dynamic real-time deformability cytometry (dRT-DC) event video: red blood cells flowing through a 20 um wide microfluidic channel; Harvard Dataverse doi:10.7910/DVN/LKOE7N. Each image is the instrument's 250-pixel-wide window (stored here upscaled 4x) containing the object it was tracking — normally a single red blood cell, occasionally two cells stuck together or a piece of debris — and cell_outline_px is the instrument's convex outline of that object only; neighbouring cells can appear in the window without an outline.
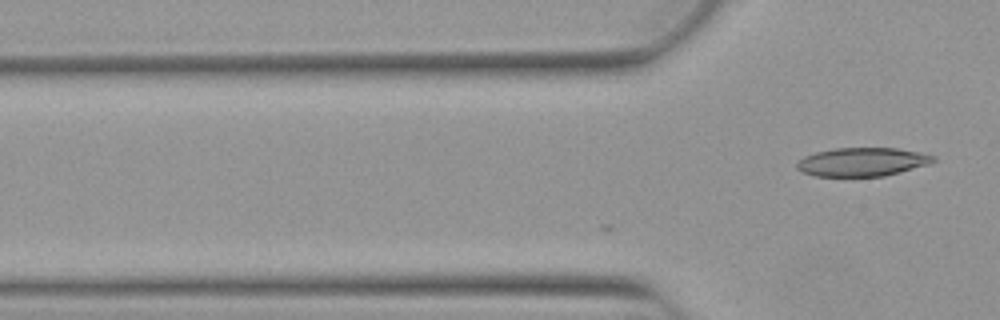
{"species": "Egyptian fruit bat (a non-hibernating species)", "species_latin": "Rousettus aegyptiacus", "temperature_condition": "warm", "stored_images_in_passage": 7, "camera_frame_rate_fps": 3000, "um_per_image_px": 0.085, "animal": {"sex": "female"}, "frame": {"image": 1, "passage_image": 7, "time_ms": 2.0, "image_size_px": [1000, 320], "cell_outline_px": [[936, 160], [928, 164], [900, 172], [884, 176], [816, 176], [800, 172], [796, 168], [796, 164], [804, 156], [816, 152], [832, 148], [896, 148], [920, 152], [936, 156]], "centroid_in_image_um": [73.28, 13.76], "position_along_channel_um": 52.5, "area_um2": 22.77}}